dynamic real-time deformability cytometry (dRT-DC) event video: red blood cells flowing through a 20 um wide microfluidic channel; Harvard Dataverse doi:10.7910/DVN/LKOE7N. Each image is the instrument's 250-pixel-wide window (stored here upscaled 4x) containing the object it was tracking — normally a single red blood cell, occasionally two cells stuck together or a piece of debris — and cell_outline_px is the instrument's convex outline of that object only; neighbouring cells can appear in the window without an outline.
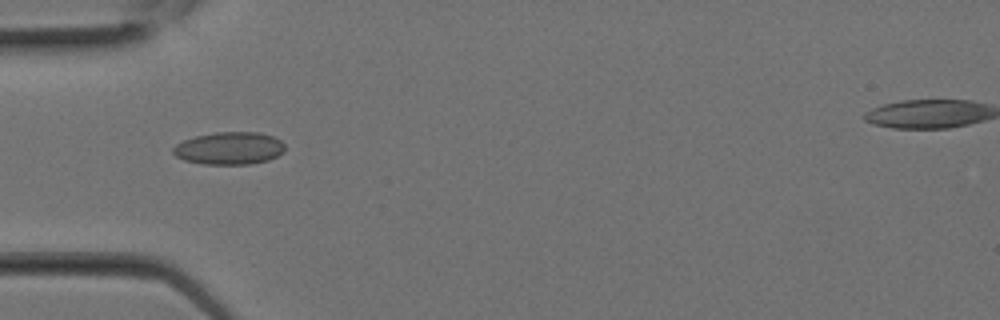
{"species": "Egyptian fruit bat (a non-hibernating species)", "species_latin": "Rousettus aegyptiacus", "temperature_condition": "room temperature", "stored_images_in_passage": 18, "camera_frame_rate_fps": 3000, "um_per_image_px": 0.085, "animal": {"sex": "female"}, "frame": {"image": 1, "passage_image": 3, "time_ms": 0.667, "image_size_px": [1000, 320], "cell_outline_px": [[284, 152], [268, 160], [248, 164], [204, 164], [184, 160], [176, 156], [172, 152], [172, 148], [176, 144], [184, 140], [196, 136], [216, 132], [260, 132], [272, 136], [280, 140], [284, 144]], "centroid_in_image_um": [19.48, 12.6], "position_along_channel_um": 65.5, "area_um2": 21.15}}
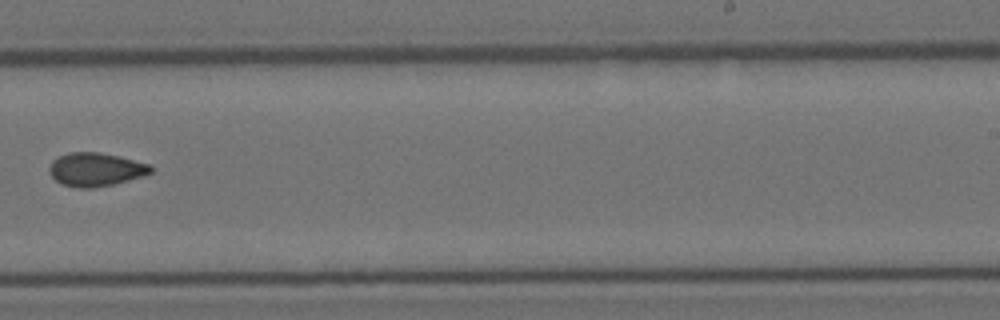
{"frame": {"image": 2, "passage_image": 11, "time_ms": 3.333, "image_size_px": [1000, 320], "cell_outline_px": [[152, 172], [128, 180], [112, 184], [92, 188], [76, 188], [60, 184], [48, 172], [48, 168], [52, 160], [68, 152], [100, 152], [120, 156], [152, 164]], "centroid_in_image_um": [8.11, 14.39], "position_along_channel_um": 280.9, "area_um2": 19.94}}
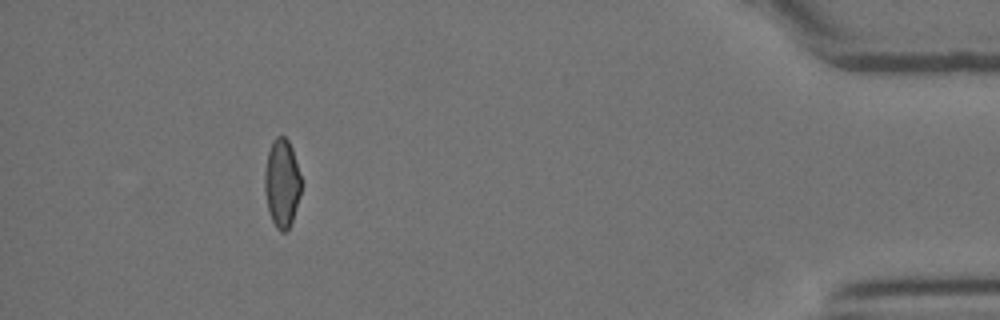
{"frame": {"image": 3, "passage_image": 18, "time_ms": 5.667, "image_size_px": [1000, 320], "cell_outline_px": [[300, 196], [292, 220], [288, 228], [284, 232], [280, 232], [276, 228], [272, 220], [268, 208], [264, 192], [264, 172], [268, 152], [272, 140], [276, 136], [284, 136], [288, 140], [292, 148], [300, 176]], "centroid_in_image_um": [23.94, 15.55], "position_along_channel_um": 411.3, "area_um2": 18.67}}